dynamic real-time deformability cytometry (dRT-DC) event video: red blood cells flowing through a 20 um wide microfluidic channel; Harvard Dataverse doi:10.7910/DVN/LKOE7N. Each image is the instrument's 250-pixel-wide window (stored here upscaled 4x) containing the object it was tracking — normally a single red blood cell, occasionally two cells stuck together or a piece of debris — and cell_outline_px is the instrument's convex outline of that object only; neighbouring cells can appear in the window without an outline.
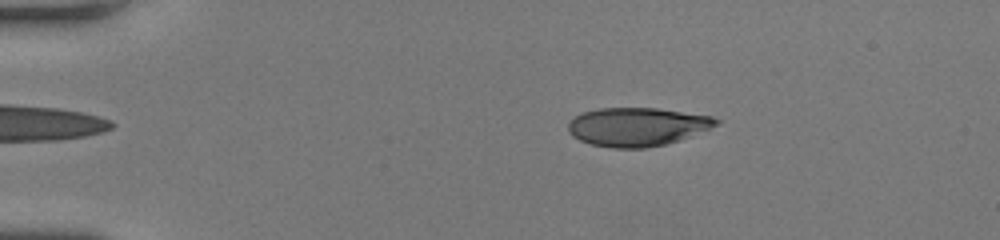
{"species": "human", "species_latin": "Homo sapiens", "temperature_condition": "room temperature", "stored_images_in_passage": 49, "camera_frame_rate_fps": 3000, "um_per_image_px": 0.085, "donor": {"sex": "female"}, "frame": {"image": 1, "passage_image": 9, "time_ms": 2.667, "image_size_px": [1000, 240], "cell_outline_px": [[720, 124], [680, 140], [648, 148], [612, 148], [592, 144], [580, 140], [572, 136], [568, 132], [568, 124], [576, 116], [584, 112], [600, 108], [656, 108], [712, 116], [720, 120]], "centroid_in_image_um": [54.17, 10.78], "position_along_channel_um": 30.8, "area_um2": 33.12}}
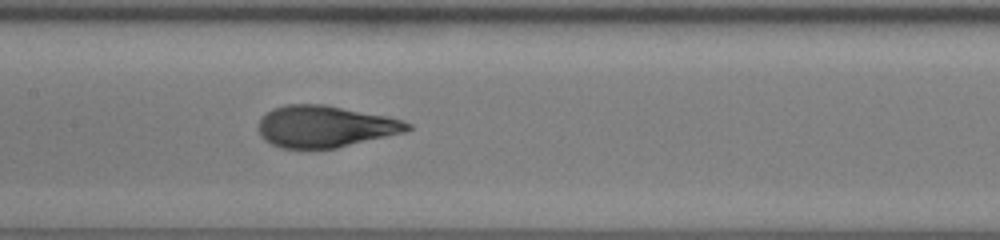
{"frame": {"image": 2, "passage_image": 25, "time_ms": 8.0, "image_size_px": [1000, 240], "cell_outline_px": [[412, 128], [404, 132], [336, 148], [280, 148], [264, 140], [260, 136], [260, 116], [272, 108], [288, 104], [324, 104], [388, 116], [404, 120], [412, 124]], "centroid_in_image_um": [27.63, 10.74], "position_along_channel_um": 179.8, "area_um2": 36.24}}
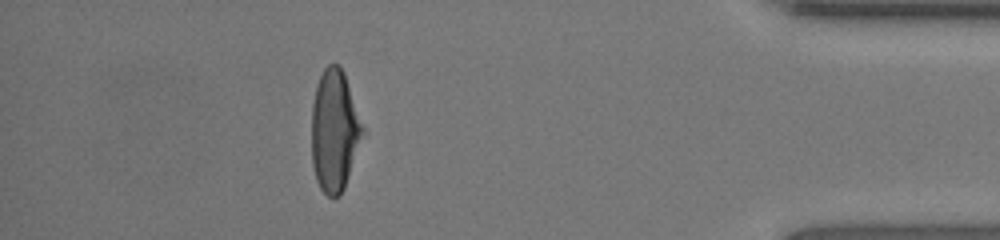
{"frame": {"image": 3, "passage_image": 44, "time_ms": 14.333, "image_size_px": [1000, 240], "cell_outline_px": [[364, 128], [344, 188], [340, 196], [328, 196], [320, 188], [316, 180], [312, 164], [312, 104], [316, 84], [324, 68], [328, 64], [340, 64], [344, 72]], "centroid_in_image_um": [28.4, 11.07], "position_along_channel_um": 406.8, "area_um2": 35.78}, "authors_computed_cell_mechanics": {"area_um2": 36.1828, "velocity_mm_per_s": 4.2565, "shape_relaxation_time_tau1_ms": 4.7573, "shape_relaxation_time_tau2_ms": null, "deformation_change_tau1": 0.2485, "deformation_change_tau2": null}}